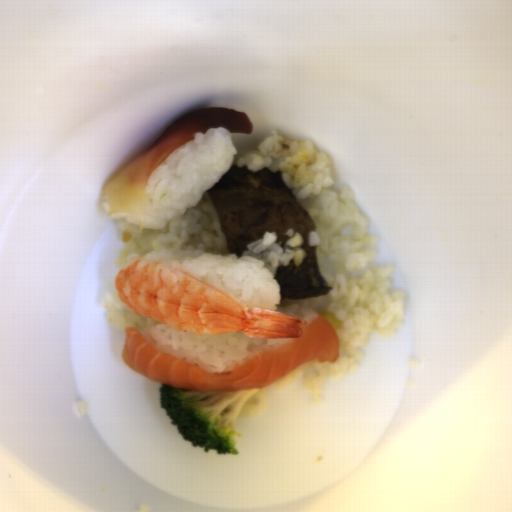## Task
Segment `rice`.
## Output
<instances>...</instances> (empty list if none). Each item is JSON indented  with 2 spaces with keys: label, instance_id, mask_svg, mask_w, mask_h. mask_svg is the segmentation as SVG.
<instances>
[{
  "label": "rice",
  "instance_id": "5",
  "mask_svg": "<svg viewBox=\"0 0 512 512\" xmlns=\"http://www.w3.org/2000/svg\"><path fill=\"white\" fill-rule=\"evenodd\" d=\"M200 280L226 292L247 307L275 310L281 302L280 283L265 261L251 256L204 253L175 260Z\"/></svg>",
  "mask_w": 512,
  "mask_h": 512
},
{
  "label": "rice",
  "instance_id": "2",
  "mask_svg": "<svg viewBox=\"0 0 512 512\" xmlns=\"http://www.w3.org/2000/svg\"><path fill=\"white\" fill-rule=\"evenodd\" d=\"M237 153L229 130L218 126L196 132L149 176L145 192L150 209L144 214L109 213L110 219L138 228H165L199 203L204 191L230 169Z\"/></svg>",
  "mask_w": 512,
  "mask_h": 512
},
{
  "label": "rice",
  "instance_id": "4",
  "mask_svg": "<svg viewBox=\"0 0 512 512\" xmlns=\"http://www.w3.org/2000/svg\"><path fill=\"white\" fill-rule=\"evenodd\" d=\"M140 333L163 353L189 361L211 374L231 372L236 365L289 340L250 339L240 331L227 334H193L163 322L145 327Z\"/></svg>",
  "mask_w": 512,
  "mask_h": 512
},
{
  "label": "rice",
  "instance_id": "8",
  "mask_svg": "<svg viewBox=\"0 0 512 512\" xmlns=\"http://www.w3.org/2000/svg\"><path fill=\"white\" fill-rule=\"evenodd\" d=\"M316 315H320V313H318L317 311L315 310H305L304 312H302L301 316L299 317H296V318H300V319H303L305 320L306 322V326H308L309 324H311L313 322V320L315 319ZM305 327H302V328H305Z\"/></svg>",
  "mask_w": 512,
  "mask_h": 512
},
{
  "label": "rice",
  "instance_id": "6",
  "mask_svg": "<svg viewBox=\"0 0 512 512\" xmlns=\"http://www.w3.org/2000/svg\"><path fill=\"white\" fill-rule=\"evenodd\" d=\"M288 240L284 247L277 243L276 232L265 231L261 239L248 244L242 256H251L264 261V266L270 269L275 277L279 266H288L293 260L295 267L302 266L307 253L302 249L303 237L295 229H288L285 233ZM240 257V258H241Z\"/></svg>",
  "mask_w": 512,
  "mask_h": 512
},
{
  "label": "rice",
  "instance_id": "3",
  "mask_svg": "<svg viewBox=\"0 0 512 512\" xmlns=\"http://www.w3.org/2000/svg\"><path fill=\"white\" fill-rule=\"evenodd\" d=\"M117 235L123 247L114 260L123 269L134 258L155 259L167 263L190 260L205 253L231 255L227 237L207 191L195 206L186 208L164 228L146 229L117 219Z\"/></svg>",
  "mask_w": 512,
  "mask_h": 512
},
{
  "label": "rice",
  "instance_id": "7",
  "mask_svg": "<svg viewBox=\"0 0 512 512\" xmlns=\"http://www.w3.org/2000/svg\"><path fill=\"white\" fill-rule=\"evenodd\" d=\"M103 304L108 312L106 318L109 324L125 332L127 327H135L141 333L146 327L163 323L130 309L119 300L117 288L106 295Z\"/></svg>",
  "mask_w": 512,
  "mask_h": 512
},
{
  "label": "rice",
  "instance_id": "1",
  "mask_svg": "<svg viewBox=\"0 0 512 512\" xmlns=\"http://www.w3.org/2000/svg\"><path fill=\"white\" fill-rule=\"evenodd\" d=\"M232 163L252 172L269 168L281 170L282 179L310 216L315 230L308 234L309 247H315L317 269L333 289L308 299L280 300L273 311L293 317L314 310L333 315L341 327L336 362L311 361L259 388L238 416L264 413L270 392H277L300 380L312 398H323V386L354 372L362 363L371 333L386 337L406 322L403 292L392 291L391 265L377 266L375 248L379 235L368 234L370 222L355 202L349 184L336 189L331 159L313 141H294L280 133L270 135L256 148L237 152Z\"/></svg>",
  "mask_w": 512,
  "mask_h": 512
}]
</instances>
